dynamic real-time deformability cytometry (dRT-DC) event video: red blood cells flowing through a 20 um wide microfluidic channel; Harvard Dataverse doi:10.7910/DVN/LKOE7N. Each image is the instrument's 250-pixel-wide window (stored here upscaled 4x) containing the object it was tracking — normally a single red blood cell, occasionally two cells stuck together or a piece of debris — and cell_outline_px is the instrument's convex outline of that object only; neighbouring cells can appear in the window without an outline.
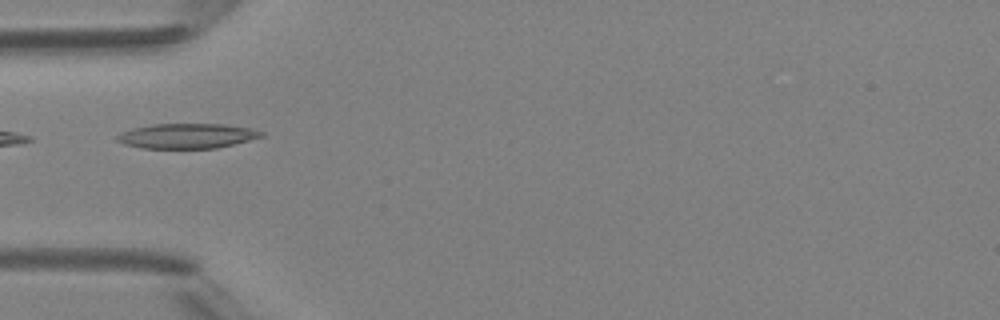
{"species": "Egyptian fruit bat (a non-hibernating species)", "species_latin": "Rousettus aegyptiacus", "temperature_condition": "room temperature", "stored_images_in_passage": 4, "camera_frame_rate_fps": 3000, "um_per_image_px": 0.085, "animal": {"sex": "female"}, "frame": {"image": 1, "passage_image": 3, "time_ms": 2.333, "image_size_px": [1000, 320], "cell_outline_px": [[264, 136], [216, 148], [140, 148], [124, 144], [116, 140], [116, 136], [120, 132], [132, 128], [152, 124], [224, 124], [252, 128], [264, 132]], "centroid_in_image_um": [15.87, 11.55], "position_along_channel_um": 69.1, "area_um2": 20.98}}
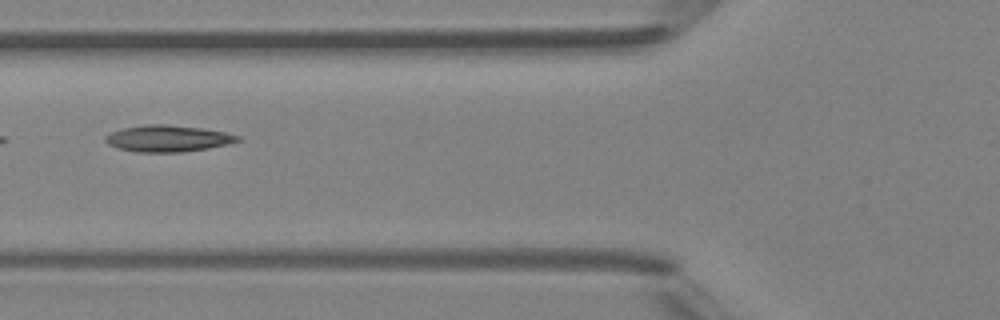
{"frame": {"image": 2, "passage_image": 4, "time_ms": 3.333, "image_size_px": [1000, 320], "cell_outline_px": [[240, 140], [228, 144], [208, 148], [184, 152], [136, 152], [116, 148], [108, 144], [104, 140], [104, 136], [112, 132], [124, 128], [148, 124], [168, 124], [204, 128], [224, 132], [240, 136]], "centroid_in_image_um": [14.25, 11.77], "position_along_channel_um": 111.5, "area_um2": 20.52}}